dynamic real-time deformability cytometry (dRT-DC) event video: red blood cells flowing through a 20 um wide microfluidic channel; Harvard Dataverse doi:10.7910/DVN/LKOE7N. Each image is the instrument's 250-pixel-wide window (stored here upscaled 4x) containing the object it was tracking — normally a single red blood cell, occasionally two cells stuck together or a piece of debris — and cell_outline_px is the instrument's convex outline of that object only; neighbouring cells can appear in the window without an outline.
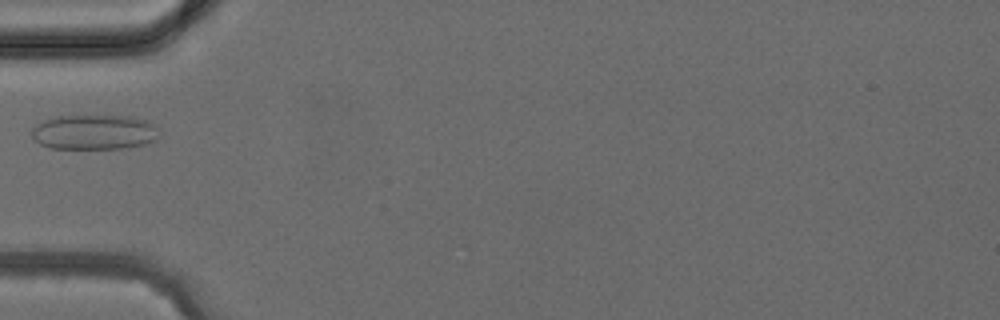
{"species": "common noctule bat (a hibernating species)", "species_latin": "Nyctalus noctula", "temperature_condition": "cold", "stored_images_in_passage": 1, "camera_frame_rate_fps": 3000, "um_per_image_px": 0.085, "animal": {"sex": "female", "body_mass_g": 24.6, "forearm_length_mm": 56.2}, "frame": {"image": 1, "passage_image": 1, "time_ms": 0.0, "image_size_px": [1000, 320], "cell_outline_px": [[160, 136], [156, 140], [144, 144], [124, 148], [52, 148], [40, 144], [32, 136], [32, 128], [36, 124], [44, 120], [56, 116], [132, 116], [148, 120], [160, 128]], "centroid_in_image_um": [8.07, 11.22], "position_along_channel_um": 76.9, "area_um2": 26.13}}